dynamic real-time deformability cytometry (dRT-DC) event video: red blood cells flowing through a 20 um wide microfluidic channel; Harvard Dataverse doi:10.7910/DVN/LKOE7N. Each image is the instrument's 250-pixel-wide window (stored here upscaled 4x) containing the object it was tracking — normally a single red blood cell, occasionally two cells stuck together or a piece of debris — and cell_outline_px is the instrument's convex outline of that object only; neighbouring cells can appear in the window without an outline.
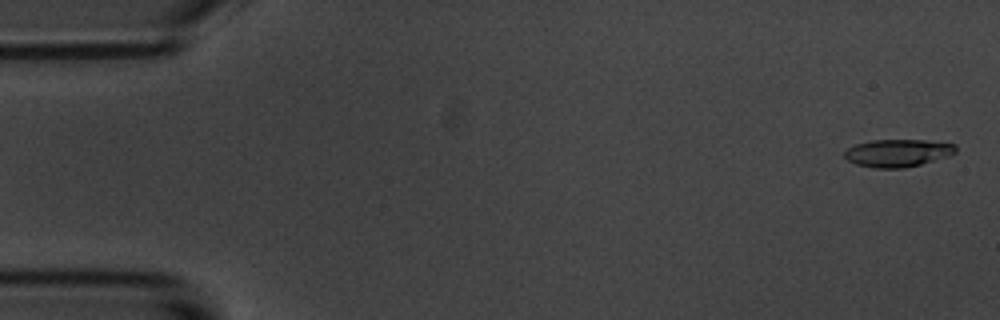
{"species": "common noctule bat (a hibernating species)", "species_latin": "Nyctalus noctula", "temperature_condition": "room temperature", "stored_images_in_passage": 56, "camera_frame_rate_fps": 3000, "um_per_image_px": 0.085, "animal": {"sex": "male", "body_mass_g": 20.1, "forearm_length_mm": 53.5}, "frame": {"image": 1, "passage_image": 2, "time_ms": 0.333, "image_size_px": [1000, 320], "cell_outline_px": [[956, 152], [948, 156], [920, 164], [904, 168], [876, 168], [856, 164], [848, 160], [844, 156], [844, 152], [848, 148], [856, 144], [872, 140], [924, 140], [956, 144]], "centroid_in_image_um": [76.3, 13.0], "position_along_channel_um": 8.7, "area_um2": 17.74}}
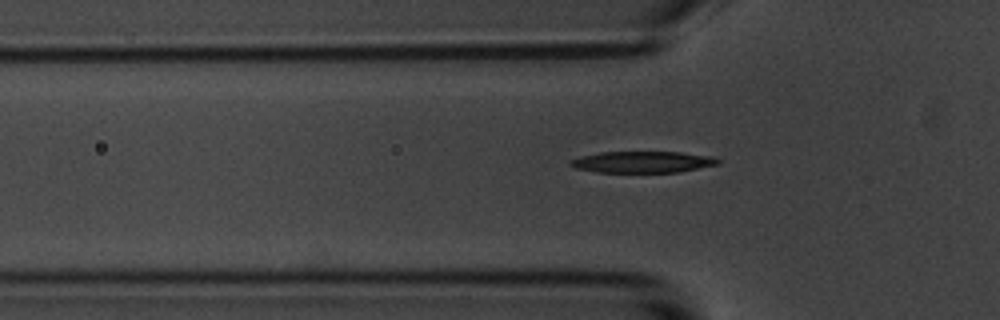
{"frame": {"image": 2, "passage_image": 18, "time_ms": 5.667, "image_size_px": [1000, 320], "cell_outline_px": [[720, 164], [676, 172], [596, 172], [576, 168], [568, 164], [572, 160], [580, 156], [600, 152], [680, 152], [716, 156], [720, 160]], "centroid_in_image_um": [54.66, 13.76], "position_along_channel_um": 71.1, "area_um2": 18.44}}
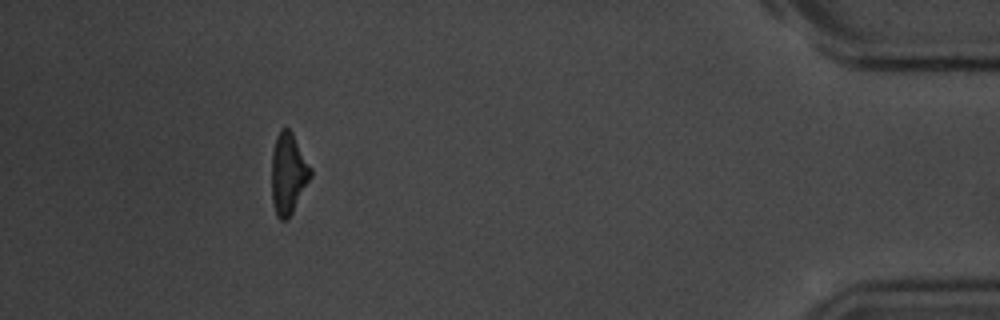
{"frame": {"image": 3, "passage_image": 51, "time_ms": 16.667, "image_size_px": [1000, 320], "cell_outline_px": [[312, 176], [292, 212], [284, 220], [280, 220], [276, 216], [272, 204], [272, 152], [276, 136], [280, 128], [288, 128], [292, 132], [312, 168]], "centroid_in_image_um": [24.5, 14.73], "position_along_channel_um": 410.7, "area_um2": 18.44}, "authors_computed_cell_mechanics": {"area_um2": 19.0162, "velocity_mm_per_s": 3.6192, "shape_relaxation_time_tau1_ms": 2.8074, "shape_relaxation_time_tau2_ms": 4.35, "deformation_change_tau1": 0.188, "deformation_change_tau2": 0.1497}}